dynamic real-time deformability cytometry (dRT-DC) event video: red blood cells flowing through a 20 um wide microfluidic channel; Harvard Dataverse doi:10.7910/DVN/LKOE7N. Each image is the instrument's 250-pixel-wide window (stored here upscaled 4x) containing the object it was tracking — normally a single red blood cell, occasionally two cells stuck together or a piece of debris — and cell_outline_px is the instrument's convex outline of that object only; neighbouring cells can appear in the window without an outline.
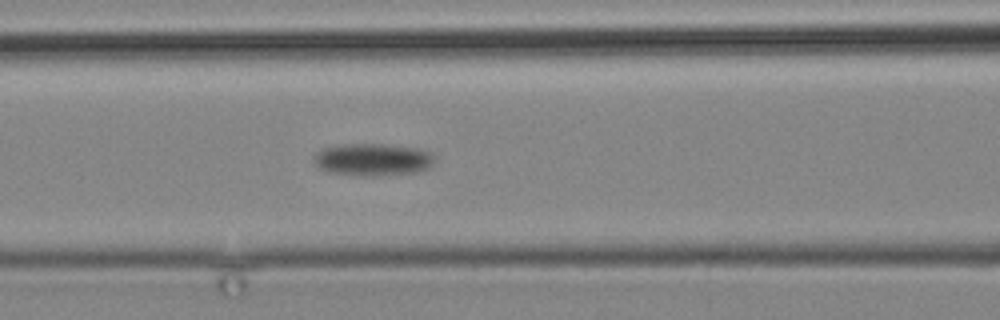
{"species": "common noctule bat (a hibernating species)", "species_latin": "Nyctalus noctula", "temperature_condition": "cold", "stored_images_in_passage": 15, "camera_frame_rate_fps": 3000, "um_per_image_px": 0.085, "animal": {"sex": "male", "body_mass_g": 19.2, "forearm_length_mm": 51.8}, "frame": {"image": 1, "passage_image": 15, "time_ms": 17.0, "image_size_px": [1000, 320], "cell_outline_px": [[436, 156], [432, 164], [428, 168], [416, 172], [372, 176], [360, 176], [328, 172], [312, 164], [312, 160], [316, 152], [324, 148], [344, 144], [384, 144], [416, 148], [428, 152]], "centroid_in_image_um": [31.64, 13.57], "position_along_channel_um": 135.0, "area_um2": 22.83}}